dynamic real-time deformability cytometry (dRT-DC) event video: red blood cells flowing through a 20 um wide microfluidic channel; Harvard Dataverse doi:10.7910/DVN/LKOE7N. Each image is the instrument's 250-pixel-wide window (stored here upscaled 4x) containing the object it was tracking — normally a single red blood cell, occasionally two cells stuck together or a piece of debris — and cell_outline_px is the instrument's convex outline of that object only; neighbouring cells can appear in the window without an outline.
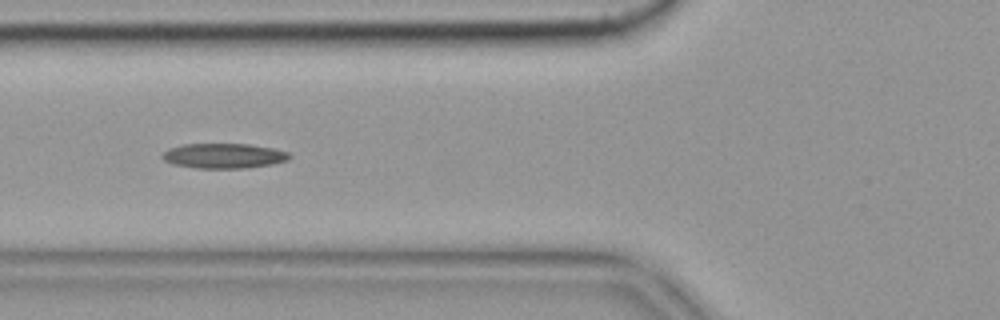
{"species": "common noctule bat (a hibernating species)", "species_latin": "Nyctalus noctula", "temperature_condition": "cold", "stored_images_in_passage": 42, "camera_frame_rate_fps": 3000, "um_per_image_px": 0.085, "animal": {"sex": "female", "body_mass_g": 19.9}, "frame": {"image": 1, "passage_image": 7, "time_ms": 2.0, "image_size_px": [1000, 320], "cell_outline_px": [[292, 156], [288, 160], [272, 164], [248, 168], [196, 168], [172, 164], [164, 160], [160, 156], [168, 148], [184, 144], [248, 144], [272, 148], [288, 152]], "centroid_in_image_um": [19.01, 13.25], "position_along_channel_um": 106.8, "area_um2": 18.55}, "authors_computed_cell_mechanics": {"area_um2": 17.9758, "velocity_mm_per_s": 3.5454, "shape_relaxation_time_tau1_ms": null, "shape_relaxation_time_tau2_ms": 5.0265, "deformation_change_tau1": null, "deformation_change_tau2": 0.1433}}